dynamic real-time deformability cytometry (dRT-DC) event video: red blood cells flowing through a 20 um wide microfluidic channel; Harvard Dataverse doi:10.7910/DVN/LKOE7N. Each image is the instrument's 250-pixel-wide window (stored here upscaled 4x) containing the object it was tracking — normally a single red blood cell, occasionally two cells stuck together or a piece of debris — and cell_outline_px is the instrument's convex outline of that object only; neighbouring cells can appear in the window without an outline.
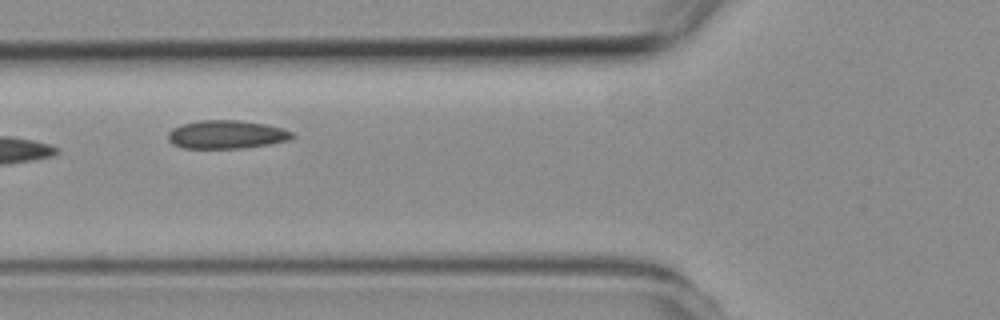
{"species": "common noctule bat (a hibernating species)", "species_latin": "Nyctalus noctula", "temperature_condition": "room temperature", "stored_images_in_passage": 6, "camera_frame_rate_fps": 3000, "um_per_image_px": 0.085, "animal": {"sex": "female", "body_mass_g": 19.3, "forearm_length_mm": 54.1}, "frame": {"image": 1, "passage_image": 4, "time_ms": 3.667, "image_size_px": [1000, 320], "cell_outline_px": [[296, 136], [288, 140], [268, 144], [240, 148], [184, 148], [172, 144], [168, 140], [168, 132], [172, 128], [180, 124], [200, 120], [240, 120], [264, 124], [280, 128], [292, 132]], "centroid_in_image_um": [19.2, 11.43], "position_along_channel_um": 106.6, "area_um2": 20.46}}
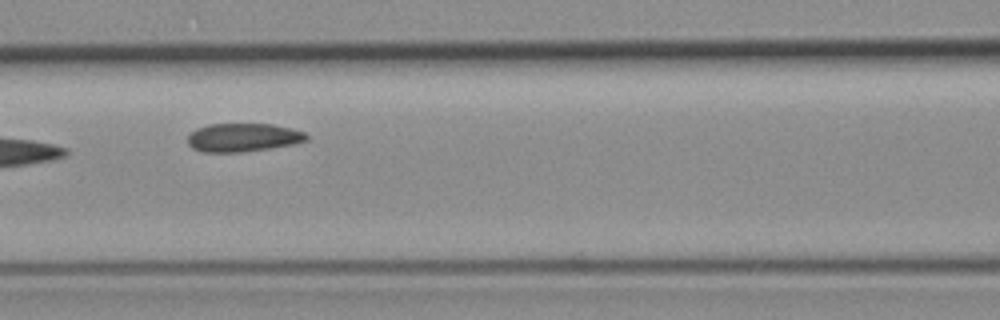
{"frame": {"image": 2, "passage_image": 5, "time_ms": 4.667, "image_size_px": [1000, 320], "cell_outline_px": [[308, 140], [292, 144], [268, 148], [240, 152], [204, 152], [192, 148], [188, 144], [188, 136], [196, 128], [208, 124], [272, 124], [292, 128], [304, 132], [308, 136]], "centroid_in_image_um": [20.65, 11.68], "position_along_channel_um": 146.0, "area_um2": 19.59}}
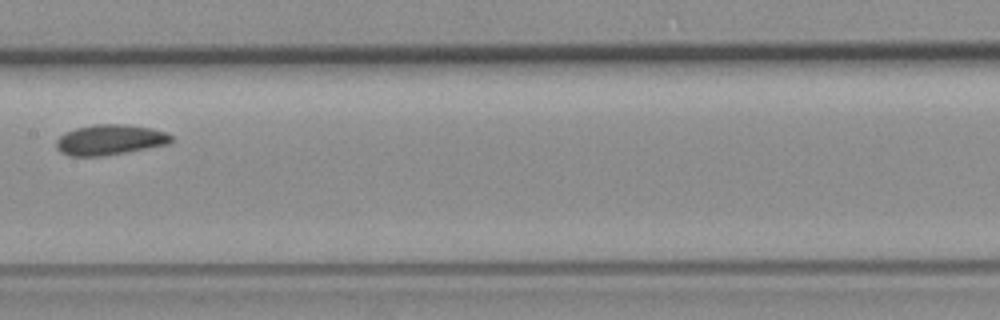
{"frame": {"image": 3, "passage_image": 6, "time_ms": 6.0, "image_size_px": [1000, 320], "cell_outline_px": [[172, 140], [168, 144], [104, 156], [68, 156], [60, 152], [56, 148], [56, 140], [64, 132], [76, 128], [96, 124], [124, 124], [148, 128], [164, 132], [172, 136]], "centroid_in_image_um": [9.28, 11.89], "position_along_channel_um": 198.1, "area_um2": 20.23}}